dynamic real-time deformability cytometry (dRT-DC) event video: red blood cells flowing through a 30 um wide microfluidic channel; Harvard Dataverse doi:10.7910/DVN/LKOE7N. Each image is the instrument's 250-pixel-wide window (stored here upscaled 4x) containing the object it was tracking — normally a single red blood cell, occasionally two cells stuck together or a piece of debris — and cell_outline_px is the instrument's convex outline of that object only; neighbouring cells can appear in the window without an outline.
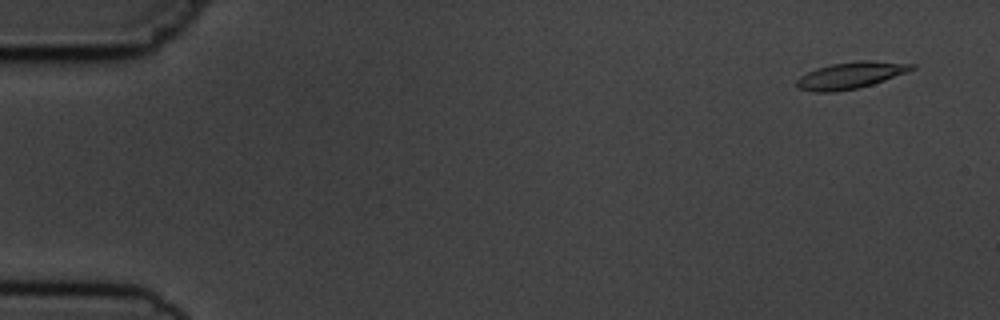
{"species": "common noctule bat (a hibernating species)", "species_latin": "Nyctalus noctula", "temperature_condition": "cold", "stored_images_in_passage": 4, "camera_frame_rate_fps": 3000, "um_per_image_px": 0.085, "animal": {"sex": "male", "body_mass_g": 19.5, "forearm_length_mm": 54.6}, "frame": {"image": 1, "passage_image": 1, "time_ms": 0.0, "image_size_px": [1000, 320], "cell_outline_px": [[916, 68], [908, 72], [872, 84], [856, 88], [832, 92], [812, 92], [796, 88], [796, 80], [800, 76], [816, 68], [832, 64], [860, 60], [872, 60], [916, 64]], "centroid_in_image_um": [72.3, 6.4], "position_along_channel_um": 12.7, "area_um2": 17.92}}